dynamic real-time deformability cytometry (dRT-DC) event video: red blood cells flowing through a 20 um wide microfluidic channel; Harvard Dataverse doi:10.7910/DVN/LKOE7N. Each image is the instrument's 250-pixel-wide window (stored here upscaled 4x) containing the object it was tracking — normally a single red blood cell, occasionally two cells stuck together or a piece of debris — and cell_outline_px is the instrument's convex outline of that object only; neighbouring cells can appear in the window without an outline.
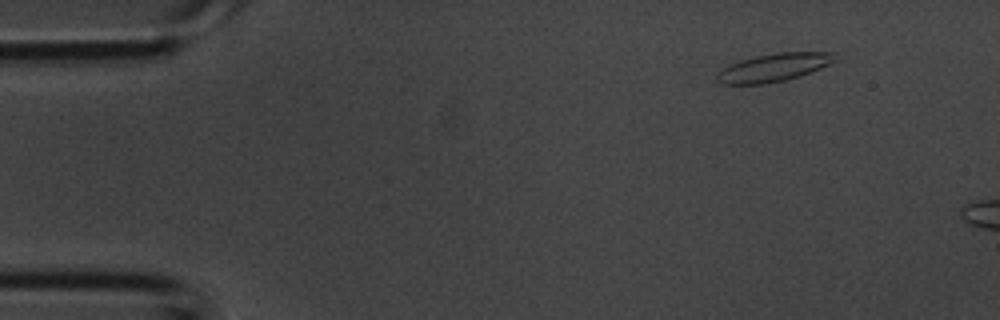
{"species": "common noctule bat (a hibernating species)", "species_latin": "Nyctalus noctula", "temperature_condition": "room temperature", "stored_images_in_passage": 5, "camera_frame_rate_fps": 3000, "um_per_image_px": 0.085, "animal": {"sex": "male", "body_mass_g": 20.1, "forearm_length_mm": 53.5}, "frame": {"image": 1, "passage_image": 5, "time_ms": 1.333, "image_size_px": [1000, 320], "cell_outline_px": [[840, 60], [800, 76], [784, 80], [764, 84], [720, 84], [716, 80], [716, 76], [724, 68], [740, 60], [756, 56], [780, 52], [836, 52]], "centroid_in_image_um": [65.85, 5.73], "position_along_channel_um": 19.2, "area_um2": 19.31}}